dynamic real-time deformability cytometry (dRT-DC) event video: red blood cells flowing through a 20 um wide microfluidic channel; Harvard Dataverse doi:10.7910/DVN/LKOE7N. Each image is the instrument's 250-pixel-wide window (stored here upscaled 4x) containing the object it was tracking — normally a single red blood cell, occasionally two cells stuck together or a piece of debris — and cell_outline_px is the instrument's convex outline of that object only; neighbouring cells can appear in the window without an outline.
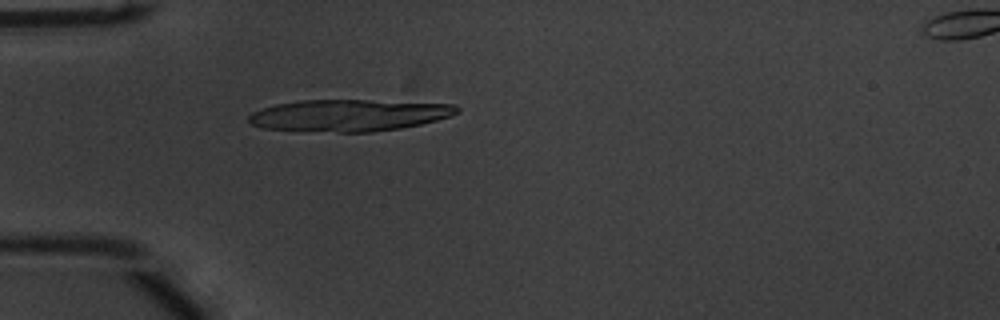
{"species": "common noctule bat (a hibernating species)", "species_latin": "Nyctalus noctula", "temperature_condition": "warm", "stored_images_in_passage": 24, "camera_frame_rate_fps": 3000, "um_per_image_px": 0.085, "animal": {"sex": "male", "body_mass_g": 20.1, "forearm_length_mm": 53.5}, "frame": {"image": 1, "passage_image": 1, "time_ms": 0.0, "image_size_px": [1000, 320], "cell_outline_px": [[460, 112], [452, 116], [420, 124], [400, 128], [372, 132], [340, 132], [260, 128], [252, 124], [248, 120], [248, 116], [252, 112], [276, 104], [300, 100], [368, 100], [456, 104], [460, 108]], "centroid_in_image_um": [29.7, 9.79], "position_along_channel_um": 55.3, "area_um2": 38.55}}